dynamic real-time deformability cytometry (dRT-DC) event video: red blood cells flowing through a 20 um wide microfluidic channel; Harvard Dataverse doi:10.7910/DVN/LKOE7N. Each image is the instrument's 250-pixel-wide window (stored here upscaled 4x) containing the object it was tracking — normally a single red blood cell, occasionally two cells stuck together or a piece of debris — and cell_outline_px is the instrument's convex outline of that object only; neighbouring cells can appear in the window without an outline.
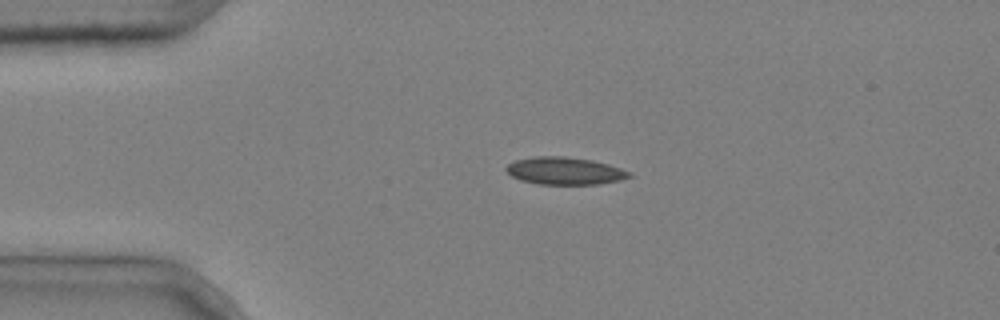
{"species": "common noctule bat (a hibernating species)", "species_latin": "Nyctalus noctula", "temperature_condition": "cold", "stored_images_in_passage": 3, "camera_frame_rate_fps": 3000, "um_per_image_px": 0.085, "animal": {"sex": "male", "body_mass_g": 20.4}, "frame": {"image": 1, "passage_image": 2, "time_ms": 0.333, "image_size_px": [1000, 320], "cell_outline_px": [[632, 176], [620, 180], [596, 184], [540, 184], [520, 180], [512, 176], [504, 168], [508, 164], [516, 160], [532, 156], [564, 156], [592, 160], [608, 164], [632, 172]], "centroid_in_image_um": [48.0, 14.52], "position_along_channel_um": 37.0, "area_um2": 19.65}}